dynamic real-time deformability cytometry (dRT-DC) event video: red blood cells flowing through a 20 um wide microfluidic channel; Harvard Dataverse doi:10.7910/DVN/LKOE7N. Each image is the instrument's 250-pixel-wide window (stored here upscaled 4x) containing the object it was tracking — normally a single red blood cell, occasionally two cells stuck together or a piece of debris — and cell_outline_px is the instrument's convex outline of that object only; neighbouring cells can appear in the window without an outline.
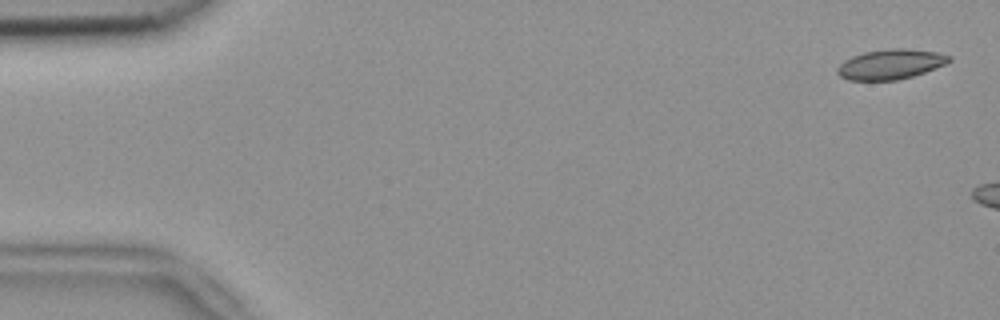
{"species": "common noctule bat (a hibernating species)", "species_latin": "Nyctalus noctula", "temperature_condition": "room temperature", "stored_images_in_passage": 7, "camera_frame_rate_fps": 3000, "um_per_image_px": 0.085, "animal": {"sex": "female", "body_mass_g": 18.4}, "frame": {"image": 1, "passage_image": 2, "time_ms": 0.333, "image_size_px": [1000, 320], "cell_outline_px": [[952, 60], [944, 64], [924, 72], [912, 76], [896, 80], [848, 80], [840, 76], [836, 72], [836, 68], [844, 60], [852, 56], [864, 52], [892, 48], [904, 48], [936, 52], [952, 56]], "centroid_in_image_um": [75.67, 5.46], "position_along_channel_um": 9.3, "area_um2": 19.42}}